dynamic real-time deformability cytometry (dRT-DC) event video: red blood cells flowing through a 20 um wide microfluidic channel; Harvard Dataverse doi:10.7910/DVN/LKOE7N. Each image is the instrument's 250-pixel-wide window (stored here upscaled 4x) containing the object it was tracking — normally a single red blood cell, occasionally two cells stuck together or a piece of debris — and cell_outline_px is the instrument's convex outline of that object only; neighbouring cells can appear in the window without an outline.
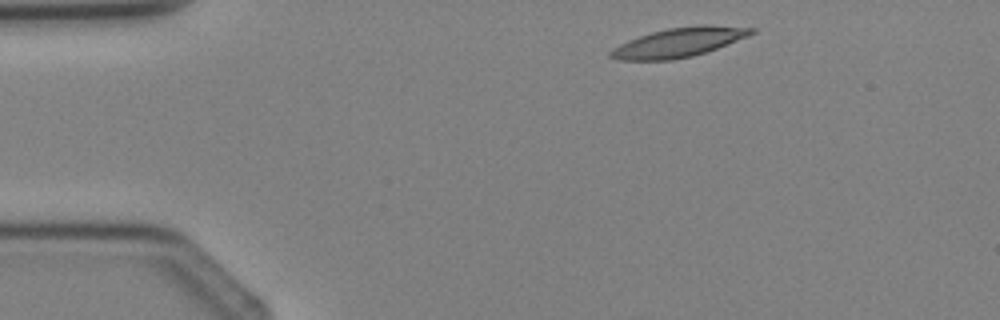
{"species": "Egyptian fruit bat (a non-hibernating species)", "species_latin": "Rousettus aegyptiacus", "temperature_condition": "cold", "stored_images_in_passage": 2, "segment_of_instrument_passage": [2, 2], "camera_frame_rate_fps": 3000, "um_per_image_px": 0.085, "animal": {"sex": "female"}, "frame": {"image": 1, "passage_image": 2, "time_ms": 1.333, "image_size_px": [1000, 320], "cell_outline_px": [[756, 32], [748, 36], [716, 48], [692, 56], [672, 60], [620, 60], [608, 56], [608, 52], [612, 48], [628, 40], [652, 32], [668, 28], [700, 24], [712, 24], [756, 28]], "centroid_in_image_um": [57.71, 3.59], "position_along_channel_um": 27.3, "area_um2": 24.04}}